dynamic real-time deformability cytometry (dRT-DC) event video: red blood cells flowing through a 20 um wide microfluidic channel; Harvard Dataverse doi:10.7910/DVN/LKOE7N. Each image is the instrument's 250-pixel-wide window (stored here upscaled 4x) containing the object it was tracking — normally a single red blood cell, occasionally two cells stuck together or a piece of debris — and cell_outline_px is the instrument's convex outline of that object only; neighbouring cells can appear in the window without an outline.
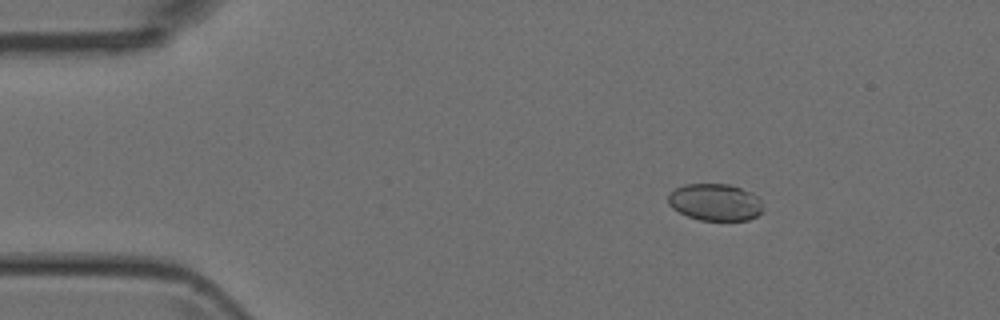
{"species": "Egyptian fruit bat (a non-hibernating species)", "species_latin": "Rousettus aegyptiacus", "temperature_condition": "room temperature", "stored_images_in_passage": 49, "camera_frame_rate_fps": 3000, "um_per_image_px": 0.085, "animal": {"sex": "female"}, "frame": {"image": 1, "passage_image": 7, "time_ms": 2.0, "image_size_px": [1000, 320], "cell_outline_px": [[760, 212], [756, 216], [748, 220], [700, 220], [688, 216], [672, 208], [668, 204], [668, 196], [676, 188], [684, 184], [728, 184], [752, 192], [760, 200]], "centroid_in_image_um": [60.76, 17.18], "position_along_channel_um": 24.2, "area_um2": 20.17}}
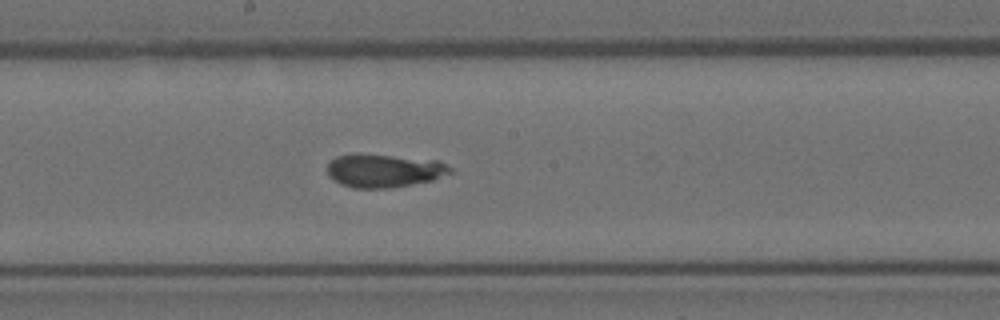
{"frame": {"image": 2, "passage_image": 26, "time_ms": 8.333, "image_size_px": [1000, 320], "cell_outline_px": [[452, 172], [432, 180], [388, 188], [352, 188], [340, 184], [328, 176], [328, 164], [336, 156], [392, 156], [436, 160], [452, 168]], "centroid_in_image_um": [32.64, 14.54], "position_along_channel_um": 215.6, "area_um2": 23.0}}
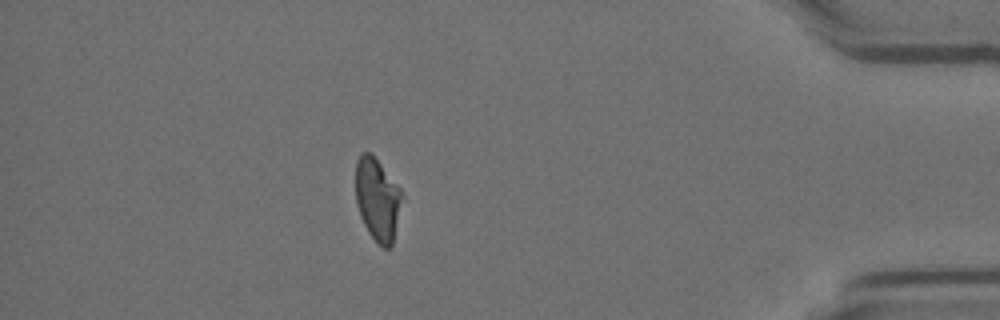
{"frame": {"image": 3, "passage_image": 43, "time_ms": 14.0, "image_size_px": [1000, 320], "cell_outline_px": [[404, 200], [392, 244], [388, 248], [384, 248], [368, 232], [360, 216], [356, 204], [356, 160], [364, 152], [372, 152], [400, 188], [404, 196]], "centroid_in_image_um": [32.11, 16.92], "position_along_channel_um": 403.1, "area_um2": 22.54}}